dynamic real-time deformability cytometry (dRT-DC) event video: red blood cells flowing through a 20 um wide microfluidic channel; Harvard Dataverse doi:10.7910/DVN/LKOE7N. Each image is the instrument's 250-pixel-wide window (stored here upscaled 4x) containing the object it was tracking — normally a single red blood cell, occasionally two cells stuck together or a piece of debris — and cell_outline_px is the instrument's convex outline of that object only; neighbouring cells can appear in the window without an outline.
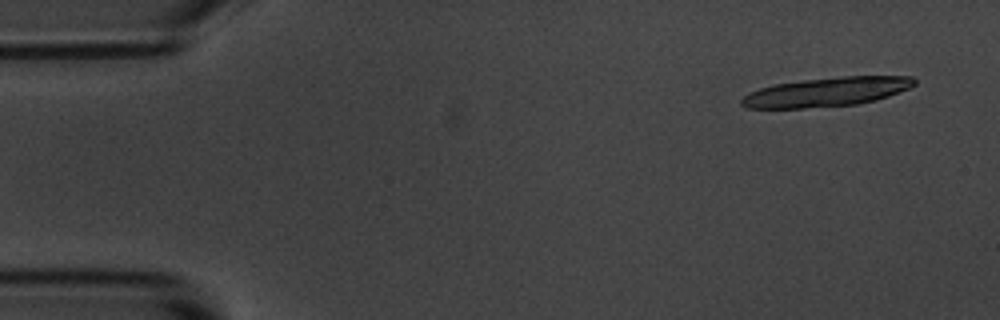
{"species": "common noctule bat (a hibernating species)", "species_latin": "Nyctalus noctula", "temperature_condition": "room temperature", "stored_images_in_passage": 4, "camera_frame_rate_fps": 3000, "um_per_image_px": 0.085, "animal": {"sex": "male", "body_mass_g": 20.1, "forearm_length_mm": 53.5}, "frame": {"image": 1, "passage_image": 1, "time_ms": 0.0, "image_size_px": [1000, 320], "cell_outline_px": [[916, 84], [908, 88], [888, 96], [876, 100], [856, 104], [804, 108], [748, 108], [740, 104], [740, 100], [748, 92], [760, 88], [776, 84], [804, 80], [844, 76], [912, 76], [916, 80]], "centroid_in_image_um": [70.25, 7.81], "position_along_channel_um": 14.7, "area_um2": 29.13}}